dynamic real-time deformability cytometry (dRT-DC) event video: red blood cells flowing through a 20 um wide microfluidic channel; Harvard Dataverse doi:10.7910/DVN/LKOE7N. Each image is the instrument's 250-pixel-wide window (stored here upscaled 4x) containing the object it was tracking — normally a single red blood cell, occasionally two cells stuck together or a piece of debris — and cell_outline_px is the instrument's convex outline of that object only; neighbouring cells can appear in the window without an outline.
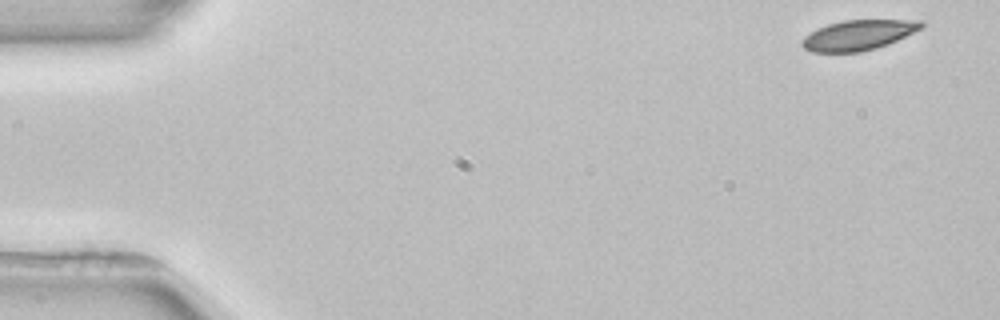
{"species": "common noctule bat (a hibernating species)", "species_latin": "Nyctalus noctula", "temperature_condition": "room temperature", "stored_images_in_passage": 3, "camera_frame_rate_fps": 3000, "um_per_image_px": 0.085, "animal": {"sex": "female", "body_mass_g": 22.7, "forearm_length_mm": 54.2}, "frame": {"image": 1, "passage_image": 1, "time_ms": 0.0, "image_size_px": [1000, 320], "cell_outline_px": [[924, 28], [888, 44], [876, 48], [860, 52], [812, 52], [804, 48], [800, 44], [800, 40], [804, 36], [828, 24], [844, 20], [924, 20]], "centroid_in_image_um": [72.99, 2.98], "position_along_channel_um": 12.0, "area_um2": 20.98}}